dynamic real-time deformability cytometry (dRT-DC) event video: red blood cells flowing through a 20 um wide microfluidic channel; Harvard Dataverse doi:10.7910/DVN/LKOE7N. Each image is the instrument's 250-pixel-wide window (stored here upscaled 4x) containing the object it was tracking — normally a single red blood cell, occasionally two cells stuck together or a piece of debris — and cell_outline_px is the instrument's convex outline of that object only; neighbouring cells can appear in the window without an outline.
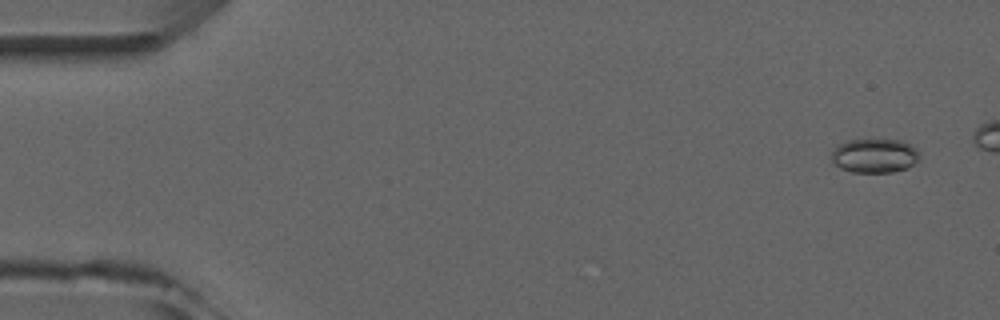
{"species": "common noctule bat (a hibernating species)", "species_latin": "Nyctalus noctula", "temperature_condition": "room temperature", "stored_images_in_passage": 6, "camera_frame_rate_fps": 3000, "um_per_image_px": 0.085, "animal": {"sex": "male", "forearm_length_mm": 52.5}, "frame": {"image": 1, "passage_image": 1, "time_ms": 0.0, "image_size_px": [1000, 320], "cell_outline_px": [[920, 160], [908, 168], [892, 172], [852, 172], [840, 168], [832, 160], [832, 152], [840, 144], [848, 140], [872, 136], [904, 140], [916, 148], [920, 152]], "centroid_in_image_um": [74.4, 13.17], "position_along_channel_um": 10.6, "area_um2": 18.38}}